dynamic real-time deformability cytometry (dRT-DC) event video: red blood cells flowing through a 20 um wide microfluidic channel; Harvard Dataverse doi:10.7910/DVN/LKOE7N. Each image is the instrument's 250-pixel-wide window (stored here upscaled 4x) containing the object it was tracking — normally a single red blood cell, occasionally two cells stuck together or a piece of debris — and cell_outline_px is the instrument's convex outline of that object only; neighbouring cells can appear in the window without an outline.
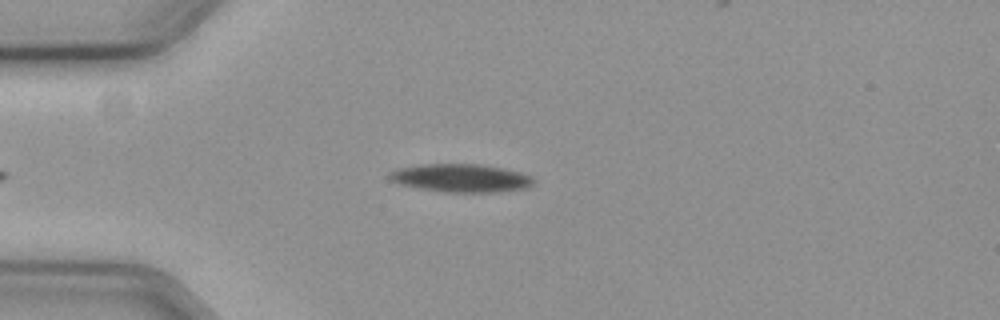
{"species": "common noctule bat (a hibernating species)", "species_latin": "Nyctalus noctula", "temperature_condition": "cold", "stored_images_in_passage": 40, "camera_frame_rate_fps": 3000, "um_per_image_px": 0.085, "animal": {"sex": "female", "body_mass_g": 19.3, "forearm_length_mm": 54.1}, "frame": {"image": 1, "passage_image": 2, "time_ms": 0.333, "image_size_px": [1000, 320], "cell_outline_px": [[536, 180], [528, 188], [496, 192], [444, 192], [404, 184], [392, 180], [388, 176], [388, 172], [396, 168], [428, 164], [480, 164], [504, 168], [520, 172], [532, 176]], "centroid_in_image_um": [39.26, 15.12], "position_along_channel_um": 45.7, "area_um2": 23.47}}
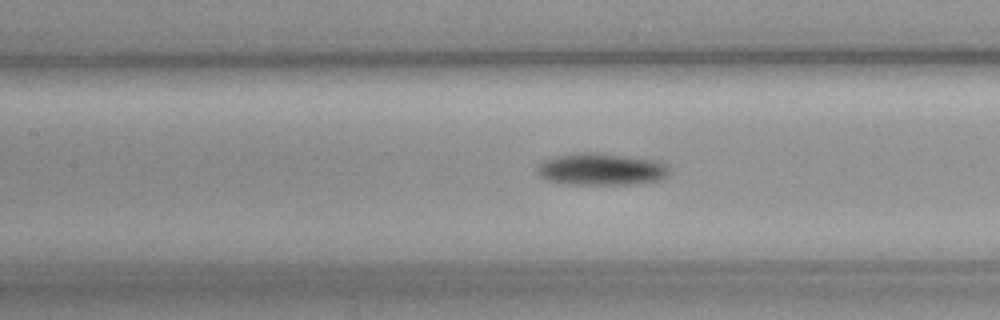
{"frame": {"image": 2, "passage_image": 13, "time_ms": 4.0, "image_size_px": [1000, 320], "cell_outline_px": [[668, 176], [656, 180], [640, 184], [560, 184], [548, 180], [540, 176], [536, 168], [544, 160], [556, 156], [620, 156], [656, 160], [664, 164], [668, 168]], "centroid_in_image_um": [51.12, 14.46], "position_along_channel_um": 156.3, "area_um2": 23.29}}
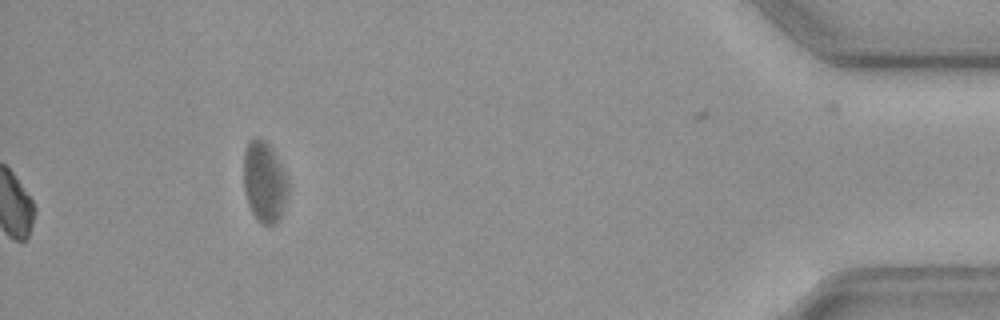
{"frame": {"image": 3, "passage_image": 40, "time_ms": 13.0, "image_size_px": [1000, 320], "cell_outline_px": [[288, 192], [280, 220], [276, 224], [260, 224], [256, 220], [248, 204], [244, 192], [244, 152], [248, 144], [256, 136], [264, 140], [272, 148], [288, 180]], "centroid_in_image_um": [22.47, 15.5], "position_along_channel_um": 412.7, "area_um2": 20.98}, "authors_computed_cell_mechanics": {"area_um2": 22.8599, "velocity_mm_per_s": 3.5706, "shape_relaxation_time_tau1_ms": 5.3503, "shape_relaxation_time_tau2_ms": null, "deformation_change_tau1": 0.112, "deformation_change_tau2": null}}